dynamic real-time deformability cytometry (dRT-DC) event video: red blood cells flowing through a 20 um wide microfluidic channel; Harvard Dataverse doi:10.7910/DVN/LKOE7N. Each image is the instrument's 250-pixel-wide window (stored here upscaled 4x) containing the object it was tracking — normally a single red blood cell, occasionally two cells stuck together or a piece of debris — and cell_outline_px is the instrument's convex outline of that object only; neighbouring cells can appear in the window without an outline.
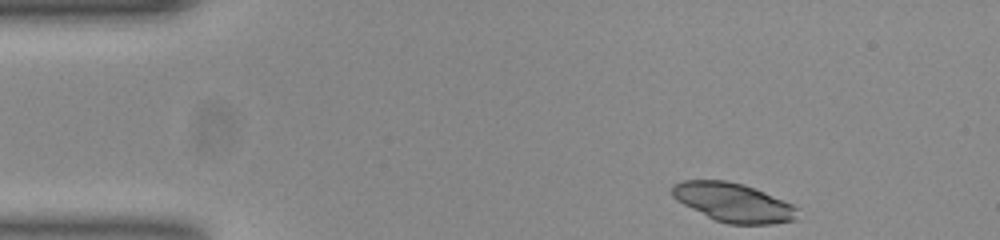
{"species": "common noctule bat (a hibernating species)", "species_latin": "Nyctalus noctula", "temperature_condition": "room temperature", "stored_images_in_passage": 46, "camera_frame_rate_fps": 3000, "um_per_image_px": 0.085, "animal": {"sex": "female", "body_mass_g": 23.0, "forearm_length_mm": 53.4}, "frame": {"image": 1, "passage_image": 1, "time_ms": 0.0, "image_size_px": [1000, 240], "cell_outline_px": [[800, 208], [796, 220], [772, 224], [728, 224], [716, 220], [676, 200], [672, 196], [672, 184], [684, 180], [724, 180], [744, 184], [764, 192], [792, 204]], "centroid_in_image_um": [62.36, 17.2], "position_along_channel_um": 22.6, "area_um2": 28.32}}